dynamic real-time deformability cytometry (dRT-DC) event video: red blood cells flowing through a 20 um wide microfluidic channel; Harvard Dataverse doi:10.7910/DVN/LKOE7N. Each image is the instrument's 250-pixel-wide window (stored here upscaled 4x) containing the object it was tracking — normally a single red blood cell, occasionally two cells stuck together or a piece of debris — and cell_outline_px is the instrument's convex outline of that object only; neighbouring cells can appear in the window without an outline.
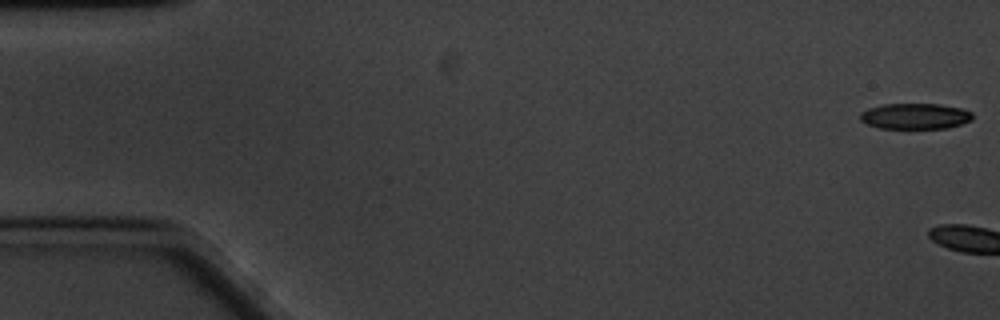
{"species": "common noctule bat (a hibernating species)", "species_latin": "Nyctalus noctula", "temperature_condition": "cold", "stored_images_in_passage": 4, "camera_frame_rate_fps": 3000, "um_per_image_px": 0.085, "animal": {"sex": "male", "body_mass_g": 20.1, "forearm_length_mm": 53.5}, "frame": {"image": 1, "passage_image": 1, "time_ms": 0.0, "image_size_px": [1000, 320], "cell_outline_px": [[972, 120], [948, 128], [880, 128], [868, 124], [860, 120], [860, 112], [868, 108], [884, 104], [940, 104], [960, 108], [972, 112]], "centroid_in_image_um": [77.78, 9.87], "position_along_channel_um": 7.2, "area_um2": 16.82}}